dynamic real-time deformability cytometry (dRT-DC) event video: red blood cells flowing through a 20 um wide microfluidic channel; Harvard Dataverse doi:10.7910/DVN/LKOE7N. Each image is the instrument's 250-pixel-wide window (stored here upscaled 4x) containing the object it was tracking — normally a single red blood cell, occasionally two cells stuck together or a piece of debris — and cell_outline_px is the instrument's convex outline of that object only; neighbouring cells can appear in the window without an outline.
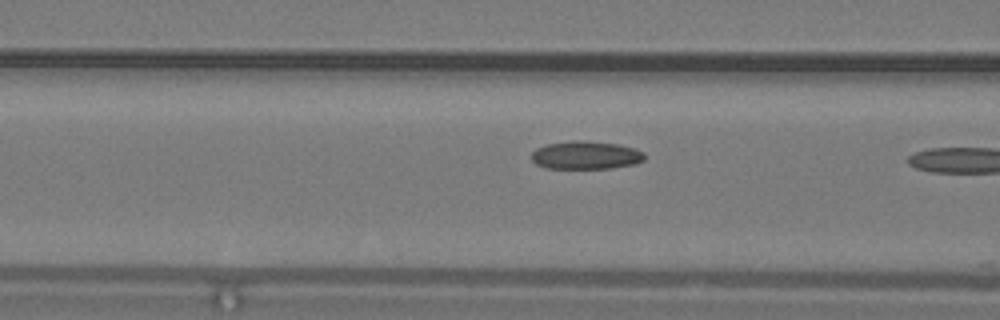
{"species": "common noctule bat (a hibernating species)", "species_latin": "Nyctalus noctula", "temperature_condition": "warm", "stored_images_in_passage": 4, "camera_frame_rate_fps": 3000, "um_per_image_px": 0.085, "animal": {"sex": "male", "body_mass_g": 19.2, "forearm_length_mm": 51.8}, "frame": {"image": 1, "passage_image": 3, "time_ms": 0.667, "image_size_px": [1000, 320], "cell_outline_px": [[644, 160], [636, 164], [612, 168], [548, 168], [536, 164], [532, 160], [532, 152], [536, 148], [544, 144], [572, 140], [584, 140], [616, 144], [636, 148], [644, 152]], "centroid_in_image_um": [49.8, 13.18], "position_along_channel_um": 116.8, "area_um2": 18.67}}